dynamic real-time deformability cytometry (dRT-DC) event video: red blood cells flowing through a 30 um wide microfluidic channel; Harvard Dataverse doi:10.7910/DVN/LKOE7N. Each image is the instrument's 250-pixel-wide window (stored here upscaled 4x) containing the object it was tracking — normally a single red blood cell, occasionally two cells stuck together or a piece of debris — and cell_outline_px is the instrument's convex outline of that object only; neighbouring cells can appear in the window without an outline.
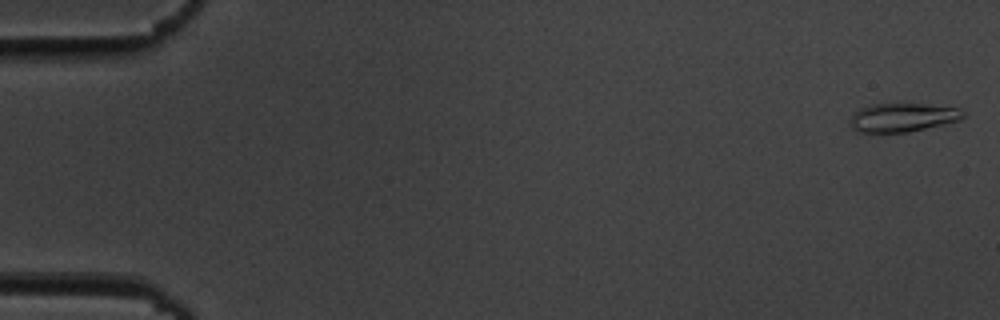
{"species": "common noctule bat (a hibernating species)", "species_latin": "Nyctalus noctula", "temperature_condition": "cold", "stored_images_in_passage": 54, "camera_frame_rate_fps": 3000, "um_per_image_px": 0.085, "animal": {"sex": "male", "body_mass_g": 19.5, "forearm_length_mm": 54.6}, "frame": {"image": 1, "passage_image": 1, "time_ms": 0.0, "image_size_px": [1000, 320], "cell_outline_px": [[964, 116], [960, 120], [908, 132], [860, 132], [852, 128], [852, 116], [860, 108], [872, 104], [924, 104], [960, 108], [964, 112]], "centroid_in_image_um": [76.76, 9.98], "position_along_channel_um": 8.2, "area_um2": 18.55}}
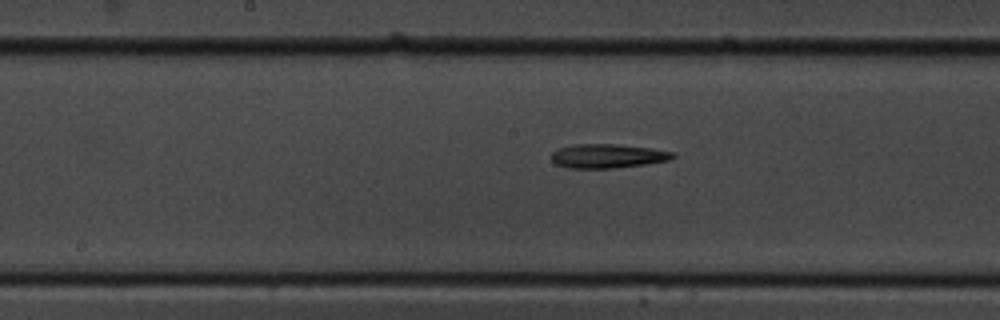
{"frame": {"image": 2, "passage_image": 28, "time_ms": 9.0, "image_size_px": [1000, 320], "cell_outline_px": [[676, 156], [672, 160], [648, 164], [612, 168], [568, 168], [556, 164], [552, 160], [552, 152], [556, 148], [572, 144], [616, 144], [652, 148], [676, 152]], "centroid_in_image_um": [51.69, 13.25], "position_along_channel_um": 196.5, "area_um2": 17.34}}
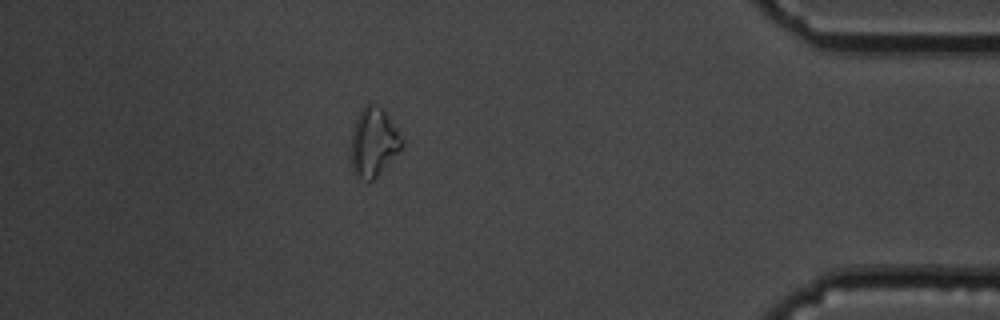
{"frame": {"image": 3, "passage_image": 48, "time_ms": 15.667, "image_size_px": [1000, 320], "cell_outline_px": [[404, 144], [376, 176], [372, 180], [368, 180], [356, 176], [352, 172], [352, 132], [356, 120], [364, 104], [368, 100], [376, 104], [384, 112], [404, 140]], "centroid_in_image_um": [31.74, 12.05], "position_along_channel_um": 403.5, "area_um2": 19.77}, "authors_computed_cell_mechanics": {"area_um2": 17.4556, "velocity_mm_per_s": 3.701, "shape_relaxation_time_tau1_ms": 9.5258, "shape_relaxation_time_tau2_ms": null, "deformation_change_tau1": 0.2462, "deformation_change_tau2": null}}